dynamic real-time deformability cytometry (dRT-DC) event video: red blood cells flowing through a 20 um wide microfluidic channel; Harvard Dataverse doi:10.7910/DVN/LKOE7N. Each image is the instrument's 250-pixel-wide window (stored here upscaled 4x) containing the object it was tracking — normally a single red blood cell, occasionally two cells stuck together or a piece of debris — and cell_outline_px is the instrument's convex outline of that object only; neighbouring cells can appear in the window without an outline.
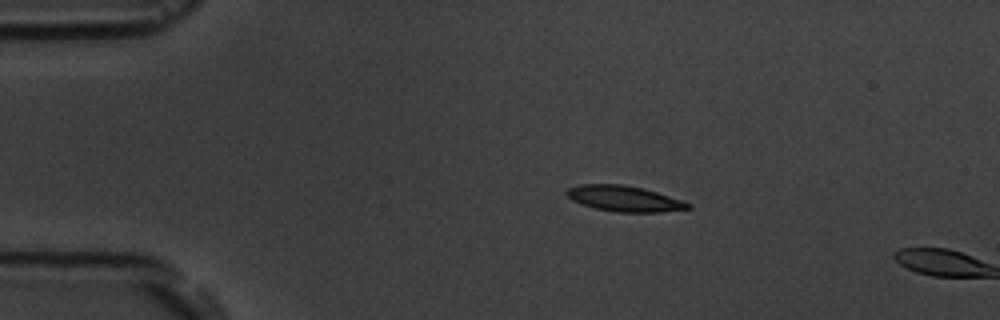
{"species": "common noctule bat (a hibernating species)", "species_latin": "Nyctalus noctula", "temperature_condition": "room temperature", "stored_images_in_passage": 3, "camera_frame_rate_fps": 3000, "um_per_image_px": 0.085, "animal": {"sex": "male", "body_mass_g": 19.5, "forearm_length_mm": 54.6}, "frame": {"image": 1, "passage_image": 2, "time_ms": 1.333, "image_size_px": [1000, 320], "cell_outline_px": [[692, 208], [660, 212], [616, 212], [596, 208], [580, 204], [572, 200], [564, 192], [568, 188], [580, 184], [620, 184], [644, 188], [692, 204]], "centroid_in_image_um": [53.03, 16.88], "position_along_channel_um": 32.0, "area_um2": 18.09}}